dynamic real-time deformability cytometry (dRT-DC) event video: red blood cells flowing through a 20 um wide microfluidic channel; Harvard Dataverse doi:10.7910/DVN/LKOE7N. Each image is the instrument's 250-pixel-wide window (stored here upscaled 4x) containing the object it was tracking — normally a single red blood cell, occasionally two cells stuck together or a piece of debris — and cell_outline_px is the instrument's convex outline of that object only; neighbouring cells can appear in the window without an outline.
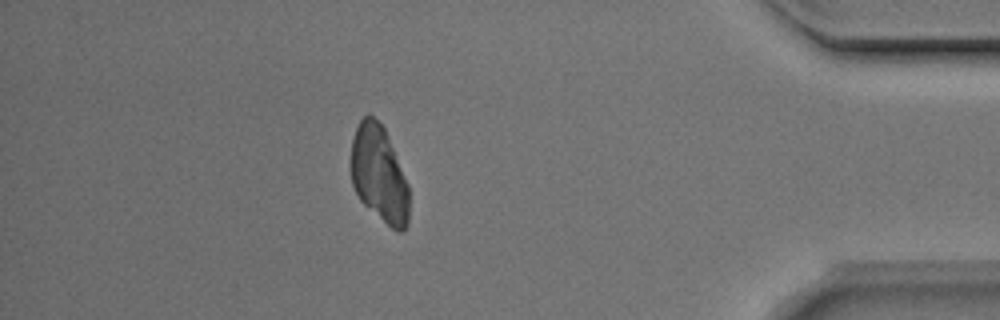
{"species": "Egyptian fruit bat (a non-hibernating species)", "species_latin": "Rousettus aegyptiacus", "temperature_condition": "room temperature", "stored_images_in_passage": 46, "camera_frame_rate_fps": 3000, "um_per_image_px": 0.085, "animal": {"sex": "male"}, "frame": {"image": 1, "passage_image": 40, "time_ms": 13.0, "image_size_px": [1000, 320], "cell_outline_px": [[408, 224], [400, 232], [396, 232], [364, 204], [360, 200], [352, 184], [352, 140], [356, 128], [360, 120], [368, 112], [384, 128], [408, 184]], "centroid_in_image_um": [32.22, 14.81], "position_along_channel_um": 403.0, "area_um2": 32.14}}